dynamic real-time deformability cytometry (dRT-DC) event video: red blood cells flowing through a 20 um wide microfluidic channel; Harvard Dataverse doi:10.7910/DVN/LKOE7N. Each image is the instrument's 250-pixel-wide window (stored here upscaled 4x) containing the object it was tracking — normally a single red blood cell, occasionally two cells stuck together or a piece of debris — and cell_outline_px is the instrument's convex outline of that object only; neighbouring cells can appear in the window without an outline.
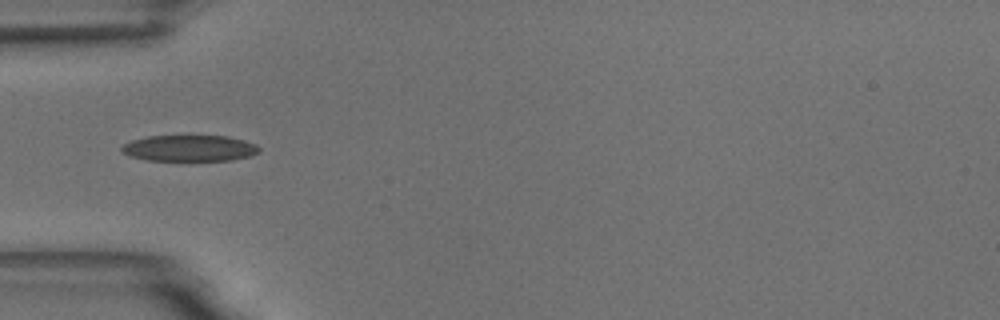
{"species": "common noctule bat (a hibernating species)", "species_latin": "Nyctalus noctula", "temperature_condition": "room temperature", "stored_images_in_passage": 39, "camera_frame_rate_fps": 3000, "um_per_image_px": 0.085, "animal": {"sex": "male", "body_mass_g": 18.8}, "frame": {"image": 1, "passage_image": 1, "time_ms": 0.0, "image_size_px": [1000, 320], "cell_outline_px": [[260, 152], [248, 156], [232, 160], [148, 160], [132, 156], [124, 152], [120, 148], [124, 144], [132, 140], [148, 136], [228, 136], [244, 140], [256, 144], [260, 148]], "centroid_in_image_um": [16.14, 12.59], "position_along_channel_um": 68.9, "area_um2": 20.75}}
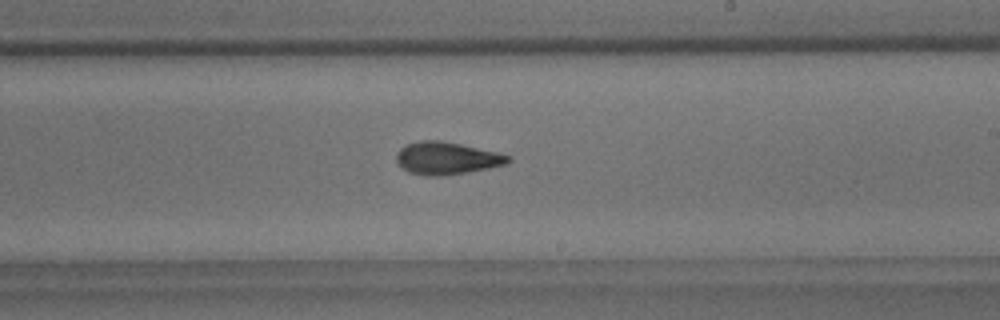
{"frame": {"image": 2, "passage_image": 16, "time_ms": 5.0, "image_size_px": [1000, 320], "cell_outline_px": [[512, 160], [504, 164], [488, 168], [468, 172], [440, 176], [424, 176], [408, 172], [396, 160], [396, 152], [400, 148], [408, 144], [420, 140], [440, 140], [460, 144], [496, 152], [512, 156]], "centroid_in_image_um": [37.95, 13.45], "position_along_channel_um": 251.0, "area_um2": 21.04}}
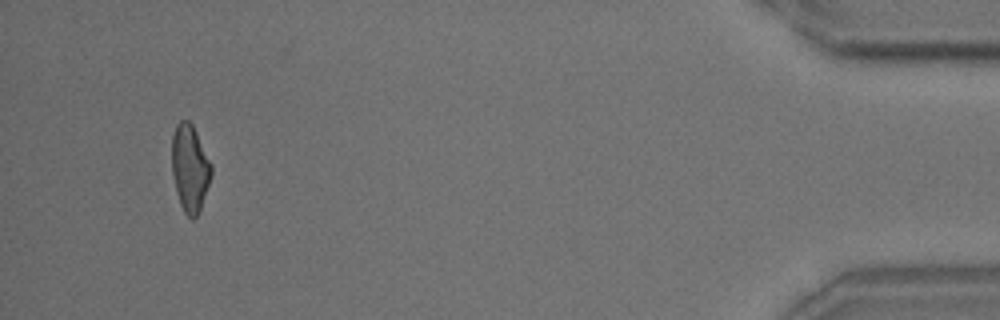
{"frame": {"image": 3, "passage_image": 36, "time_ms": 11.667, "image_size_px": [1000, 320], "cell_outline_px": [[212, 172], [200, 212], [192, 220], [184, 212], [180, 204], [176, 192], [172, 176], [172, 136], [176, 124], [180, 120], [188, 120], [192, 124], [212, 164]], "centroid_in_image_um": [16.13, 14.3], "position_along_channel_um": 419.1, "area_um2": 20.11}, "authors_computed_cell_mechanics": {"area_um2": 20.519, "velocity_mm_per_s": 3.6286, "shape_relaxation_time_tau1_ms": 7.2536, "shape_relaxation_time_tau2_ms": 2.682, "deformation_change_tau1": 0.1785, "deformation_change_tau2": 0.0991}}